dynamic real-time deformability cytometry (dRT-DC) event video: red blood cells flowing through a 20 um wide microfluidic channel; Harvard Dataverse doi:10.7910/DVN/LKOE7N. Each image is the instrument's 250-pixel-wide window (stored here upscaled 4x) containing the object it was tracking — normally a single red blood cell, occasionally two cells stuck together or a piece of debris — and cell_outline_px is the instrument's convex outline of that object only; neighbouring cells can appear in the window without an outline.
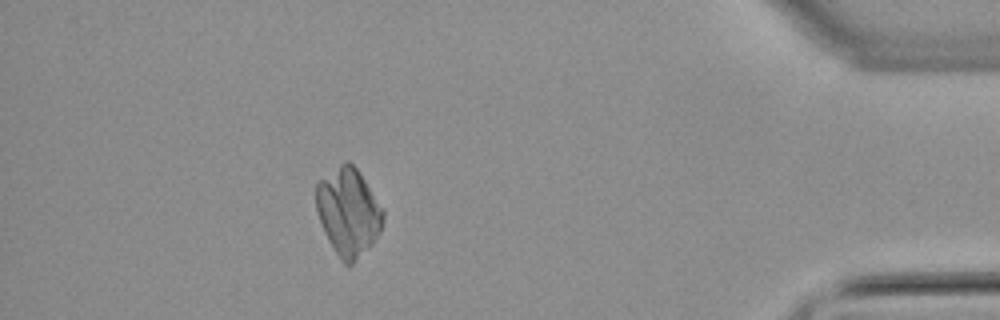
{"species": "common noctule bat (a hibernating species)", "species_latin": "Nyctalus noctula", "temperature_condition": "warm", "stored_images_in_passage": 59, "segment_of_instrument_passage": [1, 2], "camera_frame_rate_fps": 3000, "um_per_image_px": 0.085, "animal": {"sex": "male", "body_mass_g": 21.5, "forearm_length_mm": 52.0}, "frame": {"image": 1, "passage_image": 52, "time_ms": 17.0, "image_size_px": [1000, 320], "cell_outline_px": [[384, 220], [380, 232], [372, 244], [352, 264], [344, 264], [328, 240], [324, 232], [316, 208], [316, 184], [320, 180], [344, 160], [348, 160], [356, 168], [384, 208]], "centroid_in_image_um": [29.62, 18.0], "position_along_channel_um": 405.6, "area_um2": 34.04}}